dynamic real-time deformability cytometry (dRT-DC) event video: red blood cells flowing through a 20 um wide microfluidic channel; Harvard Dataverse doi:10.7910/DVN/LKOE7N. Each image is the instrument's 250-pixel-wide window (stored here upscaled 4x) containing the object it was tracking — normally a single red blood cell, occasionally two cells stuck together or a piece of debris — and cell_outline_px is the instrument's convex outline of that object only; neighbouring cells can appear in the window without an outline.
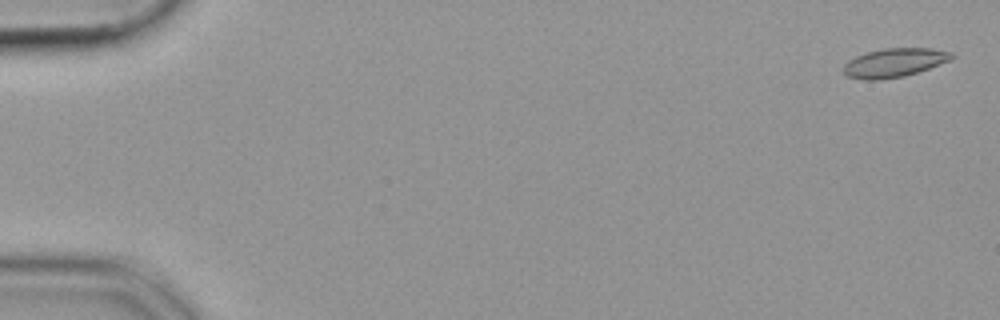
{"species": "common noctule bat (a hibernating species)", "species_latin": "Nyctalus noctula", "temperature_condition": "cold", "stored_images_in_passage": 54, "camera_frame_rate_fps": 3000, "um_per_image_px": 0.085, "animal": {"sex": "female", "body_mass_g": 19.9}, "frame": {"image": 1, "passage_image": 2, "time_ms": 0.333, "image_size_px": [1000, 320], "cell_outline_px": [[956, 56], [952, 60], [904, 76], [876, 80], [864, 80], [848, 76], [840, 68], [848, 60], [856, 56], [868, 52], [884, 48], [932, 48], [952, 52]], "centroid_in_image_um": [76.02, 5.32], "position_along_channel_um": 9.0, "area_um2": 18.21}}
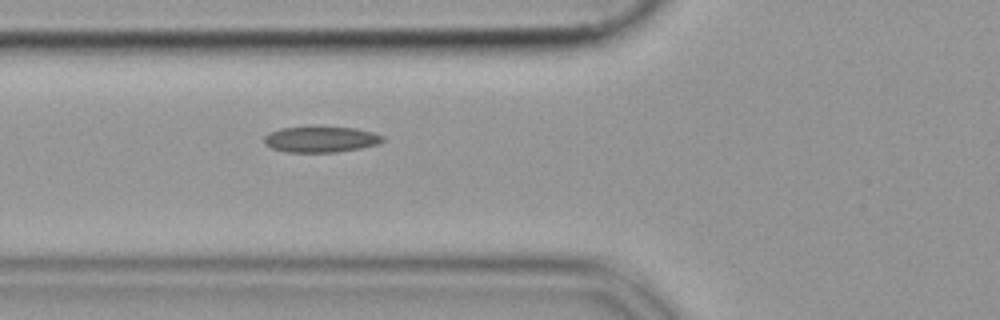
{"frame": {"image": 2, "passage_image": 21, "time_ms": 6.667, "image_size_px": [1000, 320], "cell_outline_px": [[384, 140], [380, 144], [360, 148], [336, 152], [288, 152], [272, 148], [264, 144], [264, 136], [268, 132], [280, 128], [356, 128], [372, 132], [384, 136]], "centroid_in_image_um": [27.27, 11.86], "position_along_channel_um": 98.5, "area_um2": 17.63}}
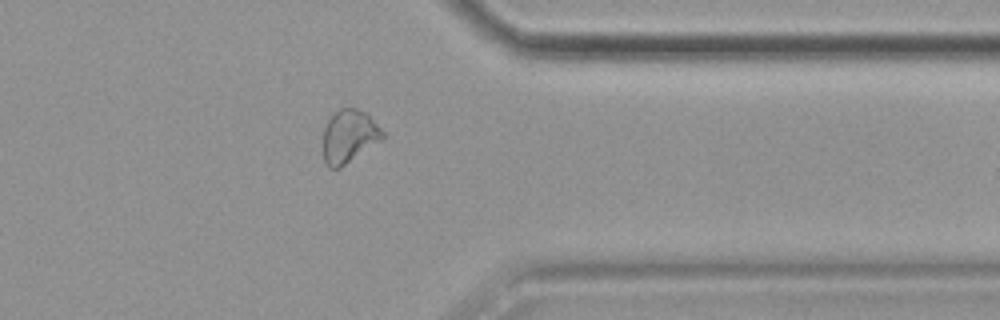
{"frame": {"image": 3, "passage_image": 44, "time_ms": 14.333, "image_size_px": [1000, 320], "cell_outline_px": [[384, 136], [380, 140], [340, 168], [328, 168], [324, 164], [324, 128], [328, 120], [340, 108], [356, 108], [364, 112], [384, 132]], "centroid_in_image_um": [29.64, 11.6], "position_along_channel_um": 381.8, "area_um2": 17.92}}